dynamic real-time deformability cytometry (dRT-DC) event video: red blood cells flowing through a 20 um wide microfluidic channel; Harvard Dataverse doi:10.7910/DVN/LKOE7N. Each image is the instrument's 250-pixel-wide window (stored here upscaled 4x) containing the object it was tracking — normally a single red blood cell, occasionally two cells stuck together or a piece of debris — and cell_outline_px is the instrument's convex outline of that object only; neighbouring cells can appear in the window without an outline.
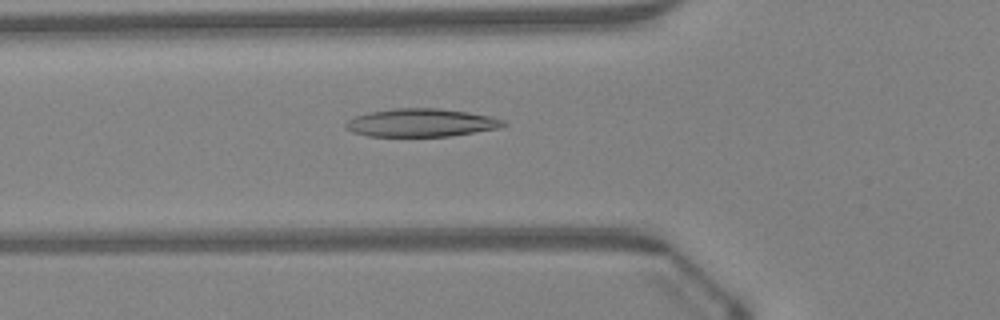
{"species": "Egyptian fruit bat (a non-hibernating species)", "species_latin": "Rousettus aegyptiacus", "temperature_condition": "warm", "stored_images_in_passage": 43, "camera_frame_rate_fps": 3000, "um_per_image_px": 0.085, "animal": {"sex": "female"}, "frame": {"image": 1, "passage_image": 17, "time_ms": 5.333, "image_size_px": [1000, 320], "cell_outline_px": [[508, 124], [500, 128], [452, 136], [368, 136], [352, 132], [344, 128], [344, 124], [348, 120], [356, 116], [368, 112], [392, 108], [436, 108], [468, 112], [488, 116], [504, 120]], "centroid_in_image_um": [35.78, 10.43], "position_along_channel_um": 90.0, "area_um2": 25.89}}
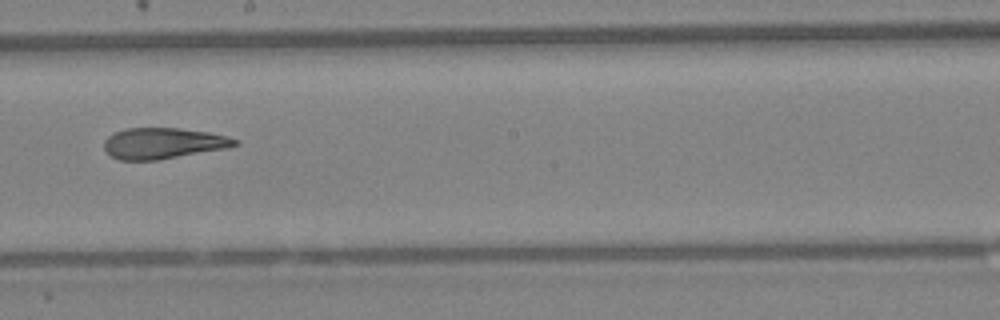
{"frame": {"image": 2, "passage_image": 27, "time_ms": 8.667, "image_size_px": [1000, 320], "cell_outline_px": [[240, 144], [228, 148], [156, 160], [120, 160], [112, 156], [104, 148], [104, 140], [108, 136], [124, 128], [180, 128], [208, 132], [228, 136], [240, 140]], "centroid_in_image_um": [13.91, 12.17], "position_along_channel_um": 234.3, "area_um2": 23.64}}
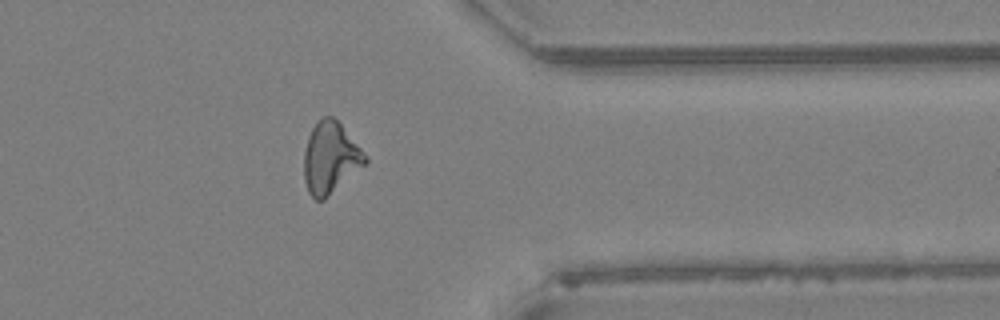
{"frame": {"image": 3, "passage_image": 38, "time_ms": 12.333, "image_size_px": [1000, 320], "cell_outline_px": [[368, 160], [364, 164], [324, 200], [316, 200], [308, 192], [304, 180], [304, 152], [308, 136], [312, 128], [324, 116], [332, 116], [340, 124], [368, 156]], "centroid_in_image_um": [28.06, 13.43], "position_along_channel_um": 383.3, "area_um2": 25.03}, "authors_computed_cell_mechanics": {"area_um2": 25.0274, "velocity_mm_per_s": 4.3529, "shape_relaxation_time_tau1_ms": null, "shape_relaxation_time_tau2_ms": 2.7051, "deformation_change_tau1": null, "deformation_change_tau2": 0.1111}}